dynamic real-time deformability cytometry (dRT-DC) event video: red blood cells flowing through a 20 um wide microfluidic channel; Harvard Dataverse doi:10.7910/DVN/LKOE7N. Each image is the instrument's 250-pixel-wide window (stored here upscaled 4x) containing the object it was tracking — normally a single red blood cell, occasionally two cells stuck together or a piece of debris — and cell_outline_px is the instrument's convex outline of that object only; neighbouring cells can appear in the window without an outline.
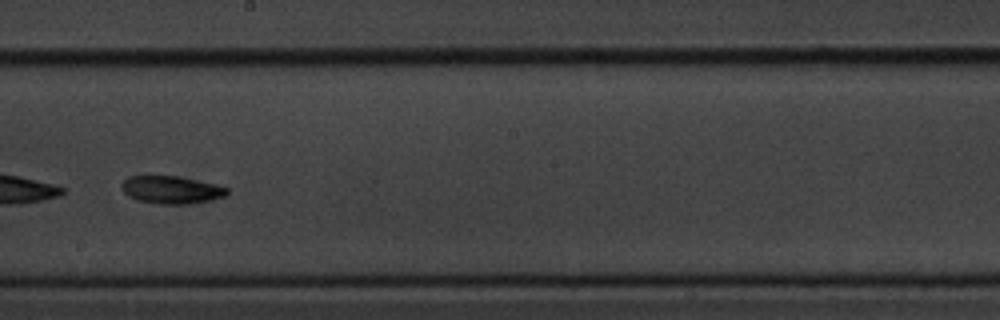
{"species": "common noctule bat (a hibernating species)", "species_latin": "Nyctalus noctula", "temperature_condition": "cold", "stored_images_in_passage": 49, "camera_frame_rate_fps": 3000, "um_per_image_px": 0.085, "animal": {"sex": "male", "body_mass_g": 20.1, "forearm_length_mm": 53.5}, "frame": {"image": 1, "passage_image": 26, "time_ms": 8.333, "image_size_px": [1000, 320], "cell_outline_px": [[228, 196], [212, 200], [188, 204], [156, 204], [136, 200], [128, 196], [120, 188], [120, 184], [128, 176], [180, 176], [216, 184], [228, 188]], "centroid_in_image_um": [14.57, 16.14], "position_along_channel_um": 233.6, "area_um2": 17.34}}
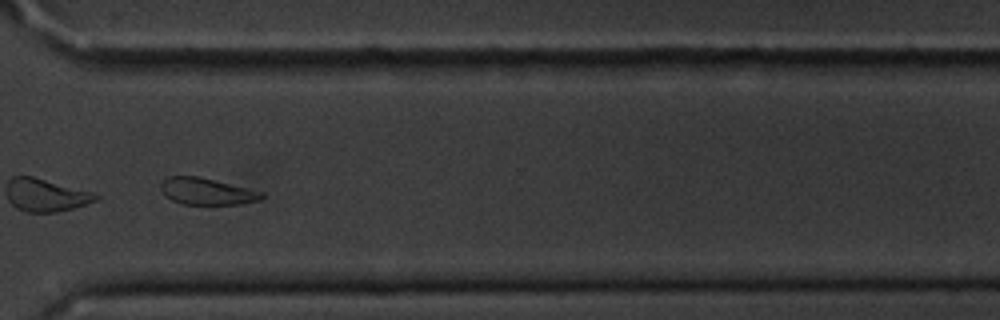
{"frame": {"image": 2, "passage_image": 36, "time_ms": 11.667, "image_size_px": [1000, 320], "cell_outline_px": [[264, 196], [260, 200], [240, 204], [184, 204], [172, 200], [164, 196], [160, 188], [160, 184], [168, 176], [200, 176], [264, 192]], "centroid_in_image_um": [17.57, 16.26], "position_along_channel_um": 353.0, "area_um2": 15.78}, "authors_computed_cell_mechanics": {"area_um2": 17.4556, "velocity_mm_per_s": 3.5792, "shape_relaxation_time_tau1_ms": 3.8816, "shape_relaxation_time_tau2_ms": null, "deformation_change_tau1": 0.1151, "deformation_change_tau2": null}}